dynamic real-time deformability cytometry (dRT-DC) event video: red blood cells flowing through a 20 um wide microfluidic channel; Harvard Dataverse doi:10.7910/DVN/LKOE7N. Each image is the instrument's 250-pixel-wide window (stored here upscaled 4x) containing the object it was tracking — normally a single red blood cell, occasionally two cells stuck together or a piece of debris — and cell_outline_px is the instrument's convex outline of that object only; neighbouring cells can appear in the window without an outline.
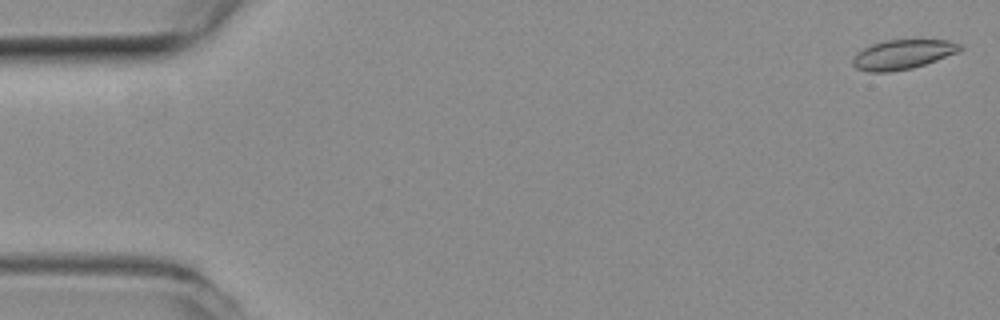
{"species": "common noctule bat (a hibernating species)", "species_latin": "Nyctalus noctula", "temperature_condition": "room temperature", "stored_images_in_passage": 51, "camera_frame_rate_fps": 3000, "um_per_image_px": 0.085, "animal": {"sex": "female", "body_mass_g": 19.3, "forearm_length_mm": 54.1}, "frame": {"image": 1, "passage_image": 1, "time_ms": 0.0, "image_size_px": [1000, 320], "cell_outline_px": [[964, 48], [956, 52], [936, 60], [912, 68], [888, 72], [868, 72], [856, 68], [852, 64], [852, 60], [856, 52], [872, 44], [884, 40], [948, 40], [960, 44]], "centroid_in_image_um": [76.68, 4.63], "position_along_channel_um": 8.3, "area_um2": 18.32}}
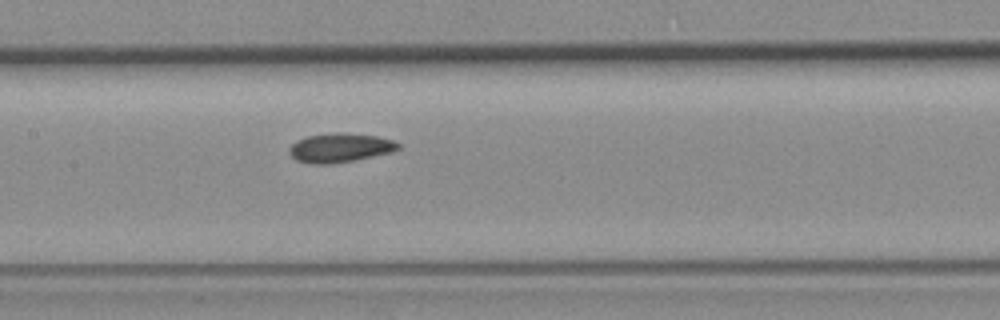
{"frame": {"image": 2, "passage_image": 25, "time_ms": 8.0, "image_size_px": [1000, 320], "cell_outline_px": [[400, 148], [392, 152], [332, 164], [312, 164], [296, 160], [288, 152], [288, 148], [296, 140], [308, 136], [336, 132], [340, 132], [380, 136], [392, 140], [400, 144]], "centroid_in_image_um": [28.89, 12.55], "position_along_channel_um": 178.5, "area_um2": 18.5}}
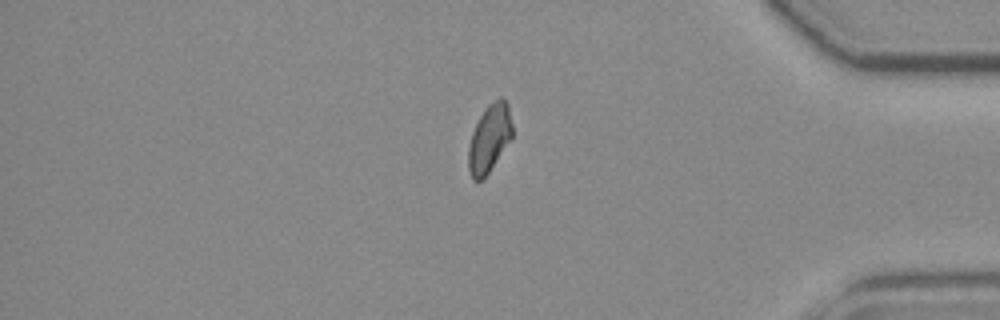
{"frame": {"image": 3, "passage_image": 44, "time_ms": 14.333, "image_size_px": [1000, 320], "cell_outline_px": [[512, 140], [484, 180], [472, 180], [468, 168], [468, 148], [472, 132], [480, 116], [488, 104], [500, 96], [508, 104], [512, 124]], "centroid_in_image_um": [41.61, 11.8], "position_along_channel_um": 393.6, "area_um2": 17.69}}